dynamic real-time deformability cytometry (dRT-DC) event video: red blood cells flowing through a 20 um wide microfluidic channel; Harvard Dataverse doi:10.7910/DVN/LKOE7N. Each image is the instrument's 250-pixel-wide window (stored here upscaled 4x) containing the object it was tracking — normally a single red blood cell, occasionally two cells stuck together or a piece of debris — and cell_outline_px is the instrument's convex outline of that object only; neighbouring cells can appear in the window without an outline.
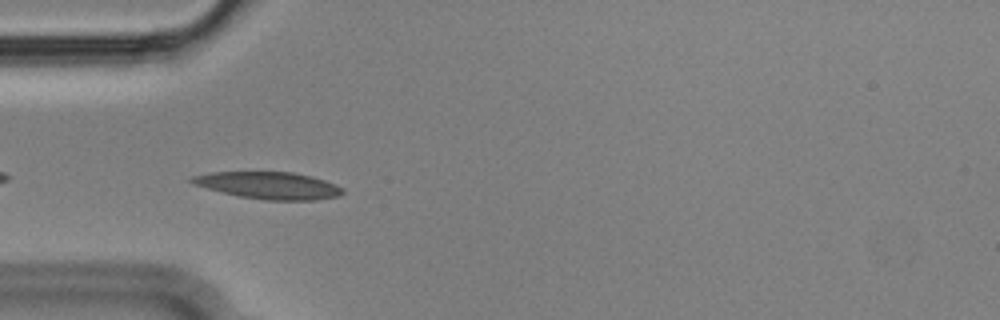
{"species": "Egyptian fruit bat (a non-hibernating species)", "species_latin": "Rousettus aegyptiacus", "temperature_condition": "cold", "stored_images_in_passage": 42, "camera_frame_rate_fps": 3000, "um_per_image_px": 0.085, "animal": {"sex": "male"}, "frame": {"image": 1, "passage_image": 3, "time_ms": 0.667, "image_size_px": [1000, 320], "cell_outline_px": [[344, 192], [340, 196], [316, 200], [268, 200], [240, 196], [192, 184], [188, 180], [192, 176], [212, 172], [292, 172], [312, 176], [336, 184], [344, 188]], "centroid_in_image_um": [22.89, 15.76], "position_along_channel_um": 62.1, "area_um2": 23.7}}
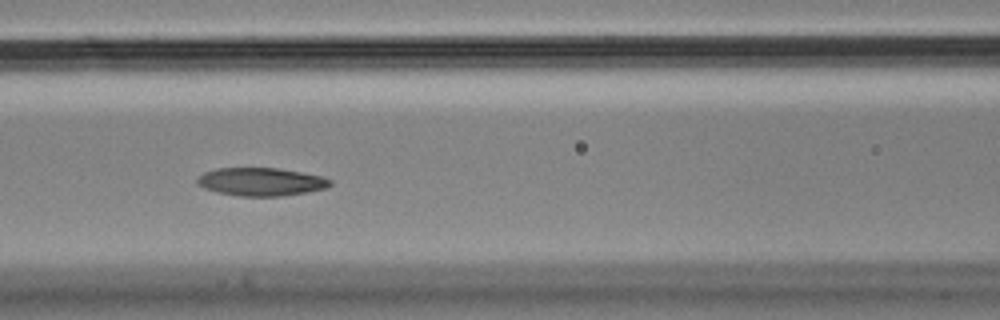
{"frame": {"image": 2, "passage_image": 10, "time_ms": 3.0, "image_size_px": [1000, 320], "cell_outline_px": [[332, 184], [324, 188], [304, 192], [280, 196], [240, 196], [216, 192], [204, 188], [196, 184], [196, 180], [204, 172], [216, 168], [276, 168], [300, 172], [320, 176], [332, 180]], "centroid_in_image_um": [22.13, 15.45], "position_along_channel_um": 144.5, "area_um2": 21.56}}
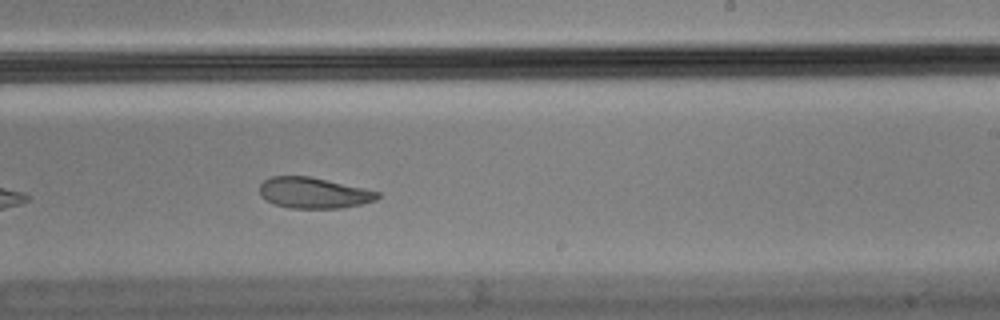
{"frame": {"image": 3, "passage_image": 20, "time_ms": 6.333, "image_size_px": [1000, 320], "cell_outline_px": [[380, 196], [376, 200], [360, 204], [340, 208], [288, 208], [264, 200], [260, 196], [260, 184], [264, 180], [272, 176], [308, 176], [364, 188], [380, 192]], "centroid_in_image_um": [26.64, 16.4], "position_along_channel_um": 262.4, "area_um2": 21.15}, "authors_computed_cell_mechanics": {"area_um2": 23.2645, "velocity_mm_per_s": 3.5463, "shape_relaxation_time_tau1_ms": null, "shape_relaxation_time_tau2_ms": 5.1847, "deformation_change_tau1": null, "deformation_change_tau2": 0.1121}}